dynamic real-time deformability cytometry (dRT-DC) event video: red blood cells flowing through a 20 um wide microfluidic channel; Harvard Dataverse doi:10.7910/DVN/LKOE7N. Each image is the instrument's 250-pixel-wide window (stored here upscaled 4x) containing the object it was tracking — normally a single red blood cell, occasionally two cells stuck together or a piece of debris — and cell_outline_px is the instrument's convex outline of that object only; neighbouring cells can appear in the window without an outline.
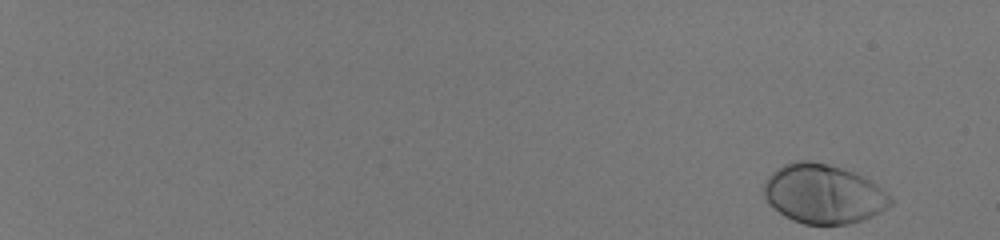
{"species": "human", "species_latin": "Homo sapiens", "temperature_condition": "room temperature", "stored_images_in_passage": 54, "camera_frame_rate_fps": 3000, "um_per_image_px": 0.085, "donor": {"sex": "male"}, "frame": {"image": 1, "passage_image": 1, "time_ms": 0.0, "image_size_px": [1000, 240], "cell_outline_px": [[892, 204], [880, 212], [864, 220], [848, 224], [804, 224], [792, 220], [784, 216], [764, 200], [764, 180], [776, 168], [784, 164], [796, 160], [808, 160], [856, 172], [876, 184], [892, 200]], "centroid_in_image_um": [69.95, 16.49], "position_along_channel_um": 15.1, "area_um2": 43.7}}
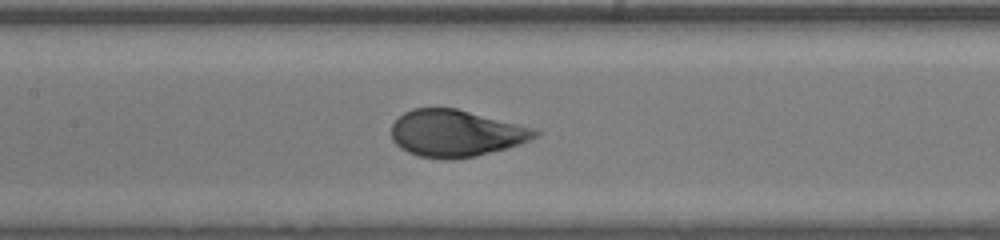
{"frame": {"image": 2, "passage_image": 31, "time_ms": 10.0, "image_size_px": [1000, 240], "cell_outline_px": [[540, 132], [536, 136], [520, 144], [508, 148], [476, 156], [452, 160], [420, 156], [408, 152], [400, 148], [392, 140], [392, 124], [404, 112], [412, 108], [456, 108], [532, 128]], "centroid_in_image_um": [38.71, 11.34], "position_along_channel_um": 168.7, "area_um2": 38.9}}
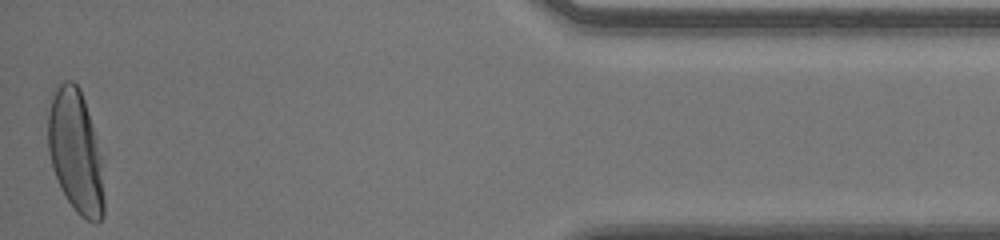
{"frame": {"image": 3, "passage_image": 54, "time_ms": 17.667, "image_size_px": [1000, 240], "cell_outline_px": [[104, 216], [96, 224], [80, 216], [76, 212], [60, 188], [52, 168], [48, 152], [48, 112], [56, 88], [64, 80], [72, 80], [80, 88], [84, 100], [100, 156], [104, 200]], "centroid_in_image_um": [6.41, 12.94], "position_along_channel_um": 428.8, "area_um2": 39.59}, "authors_computed_cell_mechanics": {"area_um2": 40.2577, "velocity_mm_per_s": 4.0357, "shape_relaxation_time_tau1_ms": 2.4108, "shape_relaxation_time_tau2_ms": null, "deformation_change_tau1": 0.1769, "deformation_change_tau2": null}}